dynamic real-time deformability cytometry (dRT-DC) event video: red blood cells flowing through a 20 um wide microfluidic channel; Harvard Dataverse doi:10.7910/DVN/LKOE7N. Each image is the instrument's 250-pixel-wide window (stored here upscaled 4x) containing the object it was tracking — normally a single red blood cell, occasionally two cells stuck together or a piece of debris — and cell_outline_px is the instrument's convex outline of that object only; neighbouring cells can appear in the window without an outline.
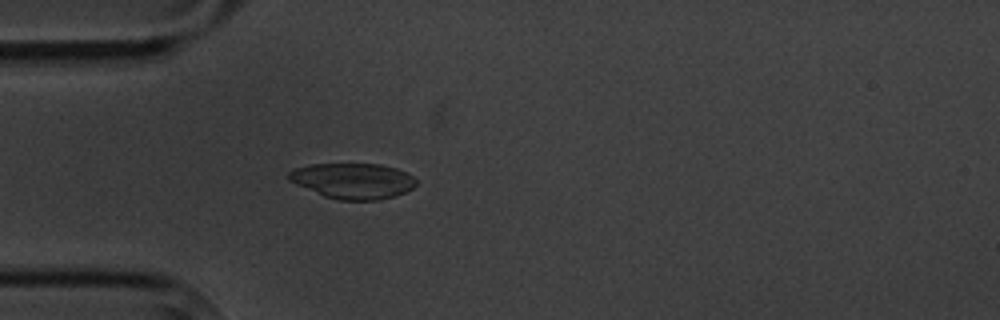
{"species": "common noctule bat (a hibernating species)", "species_latin": "Nyctalus noctula", "temperature_condition": "cold", "stored_images_in_passage": 4, "camera_frame_rate_fps": 3000, "um_per_image_px": 0.085, "animal": {"sex": "male", "body_mass_g": 20.1, "forearm_length_mm": 53.5}, "frame": {"image": 1, "passage_image": 4, "time_ms": 3.333, "image_size_px": [1000, 320], "cell_outline_px": [[416, 184], [412, 188], [396, 196], [380, 200], [340, 200], [324, 196], [296, 184], [288, 180], [288, 172], [292, 168], [308, 164], [380, 164], [396, 168], [408, 172], [416, 180]], "centroid_in_image_um": [29.99, 15.36], "position_along_channel_um": 55.0, "area_um2": 26.59}}